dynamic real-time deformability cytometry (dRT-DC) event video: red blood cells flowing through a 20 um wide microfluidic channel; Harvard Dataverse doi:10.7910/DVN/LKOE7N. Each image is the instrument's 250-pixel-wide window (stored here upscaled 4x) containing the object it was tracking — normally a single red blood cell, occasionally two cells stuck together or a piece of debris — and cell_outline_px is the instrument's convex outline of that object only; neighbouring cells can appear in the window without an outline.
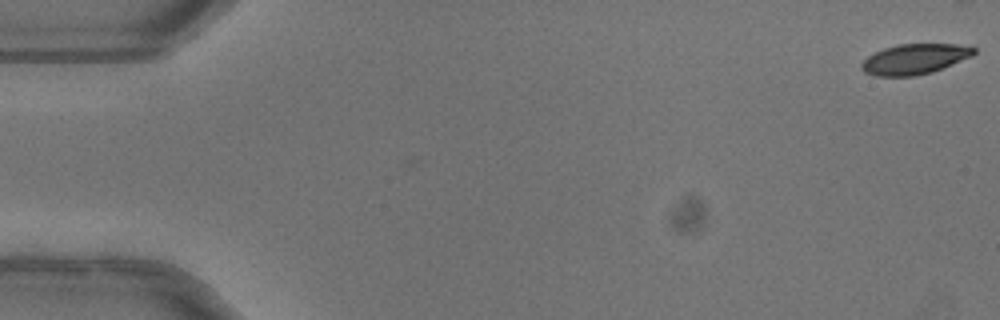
{"species": "common noctule bat (a hibernating species)", "species_latin": "Nyctalus noctula", "temperature_condition": "warm", "stored_images_in_passage": 49, "camera_frame_rate_fps": 3000, "um_per_image_px": 0.085, "animal": {"sex": "female"}, "frame": {"image": 1, "passage_image": 1, "time_ms": 0.0, "image_size_px": [1000, 320], "cell_outline_px": [[976, 52], [972, 56], [932, 72], [912, 76], [876, 76], [864, 72], [860, 68], [860, 64], [868, 56], [884, 48], [900, 44], [956, 44], [976, 48]], "centroid_in_image_um": [77.73, 5.02], "position_along_channel_um": 7.3, "area_um2": 19.71}}
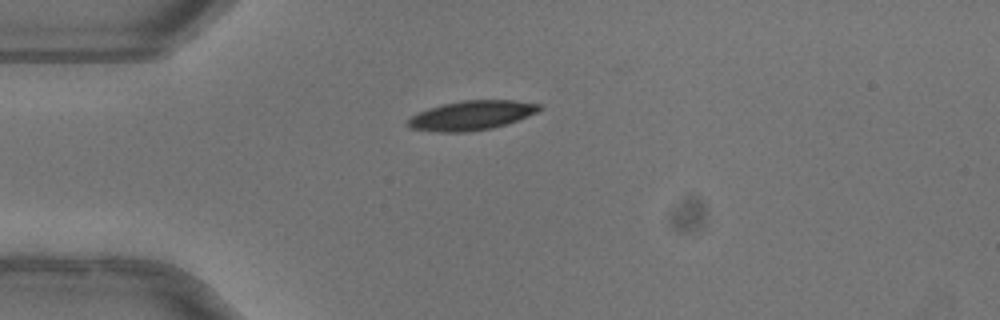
{"frame": {"image": 2, "passage_image": 14, "time_ms": 4.333, "image_size_px": [1000, 320], "cell_outline_px": [[540, 108], [536, 112], [528, 116], [492, 128], [464, 132], [436, 132], [408, 128], [404, 124], [412, 116], [428, 108], [444, 104], [464, 100], [516, 100], [540, 104]], "centroid_in_image_um": [40.03, 9.81], "position_along_channel_um": 45.0, "area_um2": 22.31}}
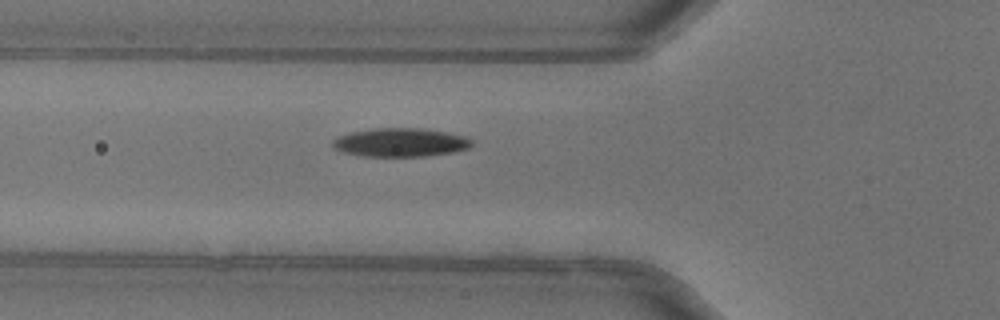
{"frame": {"image": 3, "passage_image": 19, "time_ms": 6.0, "image_size_px": [1000, 320], "cell_outline_px": [[472, 144], [468, 148], [456, 152], [428, 156], [364, 156], [344, 152], [336, 148], [332, 144], [332, 140], [336, 136], [348, 132], [372, 128], [420, 128], [448, 132], [468, 136], [472, 140]], "centroid_in_image_um": [34.06, 12.09], "position_along_channel_um": 91.7, "area_um2": 23.47}}